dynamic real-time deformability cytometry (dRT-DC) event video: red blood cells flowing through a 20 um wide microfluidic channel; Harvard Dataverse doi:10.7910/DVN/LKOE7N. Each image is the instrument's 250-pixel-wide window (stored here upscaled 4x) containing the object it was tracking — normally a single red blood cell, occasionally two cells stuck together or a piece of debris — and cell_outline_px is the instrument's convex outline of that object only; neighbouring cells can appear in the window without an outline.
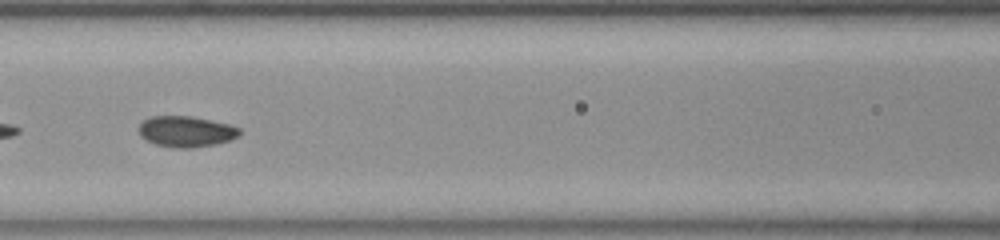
{"species": "common noctule bat (a hibernating species)", "species_latin": "Nyctalus noctula", "temperature_condition": "room temperature", "stored_images_in_passage": 51, "camera_frame_rate_fps": 3000, "um_per_image_px": 0.085, "animal": {"sex": "female", "body_mass_g": 23.0, "forearm_length_mm": 53.4}, "frame": {"image": 1, "passage_image": 23, "time_ms": 7.333, "image_size_px": [1000, 240], "cell_outline_px": [[240, 132], [236, 136], [228, 140], [212, 144], [188, 148], [176, 148], [156, 144], [140, 136], [140, 124], [144, 120], [152, 116], [192, 116], [228, 124], [240, 128]], "centroid_in_image_um": [15.79, 11.16], "position_along_channel_um": 150.8, "area_um2": 17.69}}
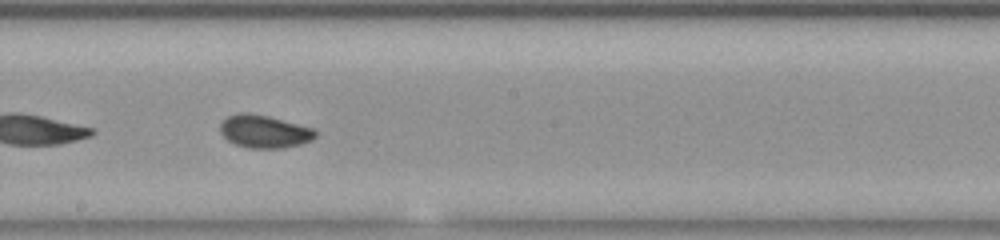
{"frame": {"image": 2, "passage_image": 29, "time_ms": 9.333, "image_size_px": [1000, 240], "cell_outline_px": [[316, 136], [312, 140], [300, 144], [284, 148], [248, 148], [236, 144], [228, 140], [220, 132], [220, 124], [228, 116], [240, 112], [248, 112], [268, 116], [312, 128], [316, 132]], "centroid_in_image_um": [22.45, 11.17], "position_along_channel_um": 225.8, "area_um2": 18.09}}
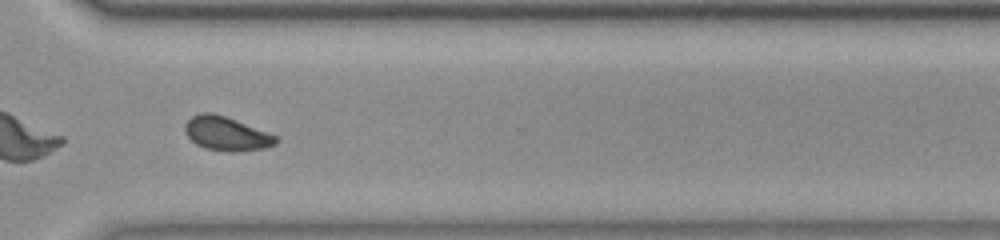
{"frame": {"image": 3, "passage_image": 39, "time_ms": 12.667, "image_size_px": [1000, 240], "cell_outline_px": [[280, 140], [276, 144], [264, 148], [232, 152], [208, 148], [196, 144], [184, 132], [184, 124], [192, 116], [200, 112], [212, 112], [224, 116], [276, 136]], "centroid_in_image_um": [19.22, 11.35], "position_along_channel_um": 351.4, "area_um2": 17.63}, "authors_computed_cell_mechanics": {"area_um2": 17.8602, "velocity_mm_per_s": 3.7608, "shape_relaxation_time_tau1_ms": 5.3285, "shape_relaxation_time_tau2_ms": 2.0808, "deformation_change_tau1": 0.1185, "deformation_change_tau2": 0.0468}}